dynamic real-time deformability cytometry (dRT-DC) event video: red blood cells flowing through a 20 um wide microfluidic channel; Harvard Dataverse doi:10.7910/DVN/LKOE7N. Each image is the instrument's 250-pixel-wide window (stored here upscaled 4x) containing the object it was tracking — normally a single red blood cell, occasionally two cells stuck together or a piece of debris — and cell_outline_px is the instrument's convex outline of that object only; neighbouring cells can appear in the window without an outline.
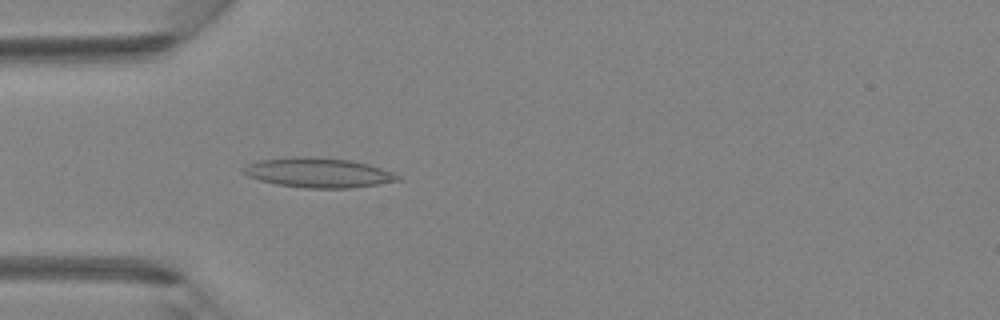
{"species": "Egyptian fruit bat (a non-hibernating species)", "species_latin": "Rousettus aegyptiacus", "temperature_condition": "room temperature", "stored_images_in_passage": 32, "camera_frame_rate_fps": 3000, "um_per_image_px": 0.085, "animal": {"sex": "female"}, "frame": {"image": 1, "passage_image": 4, "time_ms": 1.0, "image_size_px": [1000, 320], "cell_outline_px": [[400, 180], [352, 188], [304, 188], [276, 184], [260, 180], [248, 176], [244, 172], [244, 168], [248, 164], [260, 160], [296, 156], [304, 156], [348, 160], [368, 164], [392, 172], [400, 176]], "centroid_in_image_um": [27.05, 14.68], "position_along_channel_um": 58.0, "area_um2": 26.36}}
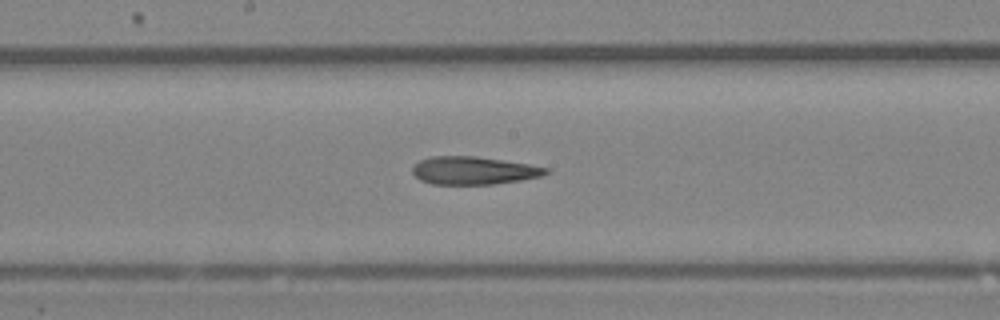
{"frame": {"image": 2, "passage_image": 14, "time_ms": 4.333, "image_size_px": [1000, 320], "cell_outline_px": [[548, 172], [540, 176], [520, 180], [492, 184], [432, 184], [420, 180], [412, 172], [412, 164], [420, 160], [432, 156], [476, 156], [528, 164], [548, 168]], "centroid_in_image_um": [40.2, 14.49], "position_along_channel_um": 208.0, "area_um2": 21.56}}
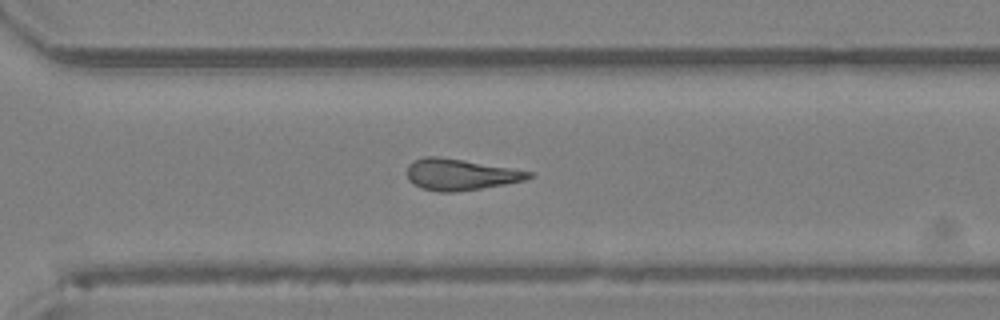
{"frame": {"image": 3, "passage_image": 22, "time_ms": 7.0, "image_size_px": [1000, 320], "cell_outline_px": [[532, 176], [524, 180], [504, 184], [456, 192], [436, 192], [424, 188], [408, 180], [408, 164], [412, 160], [424, 156], [436, 156], [464, 160], [532, 172]], "centroid_in_image_um": [39.08, 14.82], "position_along_channel_um": 331.5, "area_um2": 21.85}}